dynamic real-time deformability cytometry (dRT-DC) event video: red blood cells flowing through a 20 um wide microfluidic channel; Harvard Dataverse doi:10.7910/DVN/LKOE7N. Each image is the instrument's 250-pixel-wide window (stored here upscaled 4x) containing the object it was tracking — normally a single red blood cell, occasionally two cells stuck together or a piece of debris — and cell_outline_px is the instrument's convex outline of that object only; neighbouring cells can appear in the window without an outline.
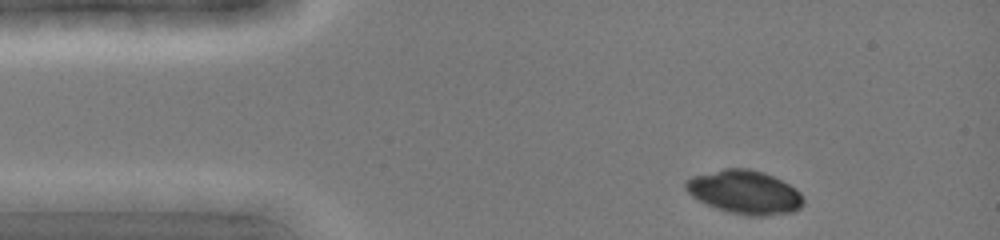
{"species": "common noctule bat (a hibernating species)", "species_latin": "Nyctalus noctula", "temperature_condition": "cold", "stored_images_in_passage": 3, "camera_frame_rate_fps": 3000, "um_per_image_px": 0.085, "animal": {"sex": "female", "body_mass_g": 19.0, "forearm_length_mm": 51.5}, "frame": {"image": 1, "passage_image": 1, "time_ms": 0.0, "image_size_px": [1000, 240], "cell_outline_px": [[804, 204], [800, 208], [792, 212], [764, 216], [748, 216], [728, 212], [716, 208], [692, 196], [684, 188], [684, 180], [692, 176], [724, 168], [748, 168], [764, 172], [796, 188], [800, 192], [804, 200]], "centroid_in_image_um": [63.29, 16.33], "position_along_channel_um": 21.7, "area_um2": 30.0}}